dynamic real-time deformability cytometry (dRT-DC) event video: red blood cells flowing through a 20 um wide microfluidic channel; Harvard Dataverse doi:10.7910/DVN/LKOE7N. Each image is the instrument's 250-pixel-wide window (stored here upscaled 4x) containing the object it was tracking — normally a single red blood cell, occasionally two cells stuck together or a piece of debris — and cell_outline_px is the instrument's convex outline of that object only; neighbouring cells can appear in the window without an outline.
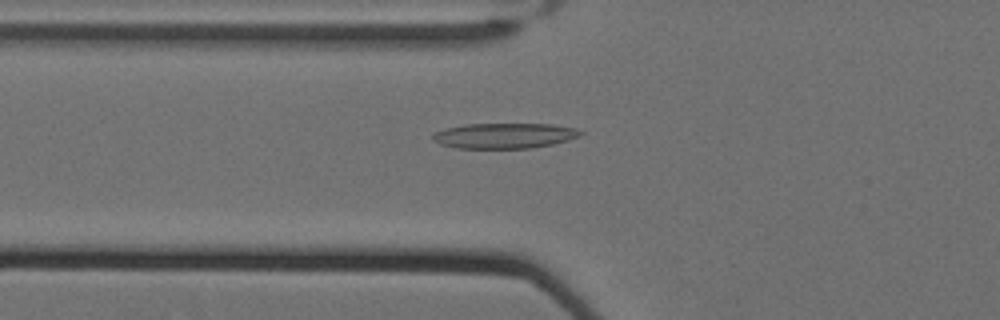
{"species": "Egyptian fruit bat (a non-hibernating species)", "species_latin": "Rousettus aegyptiacus", "temperature_condition": "cold", "stored_images_in_passage": 57, "camera_frame_rate_fps": 3000, "um_per_image_px": 0.085, "animal": {"sex": "female"}, "frame": {"image": 1, "passage_image": 21, "time_ms": 6.667, "image_size_px": [1000, 320], "cell_outline_px": [[584, 132], [580, 136], [568, 140], [552, 144], [528, 148], [456, 148], [440, 144], [432, 140], [432, 136], [436, 132], [444, 128], [464, 124], [552, 124], [576, 128]], "centroid_in_image_um": [42.86, 11.53], "position_along_channel_um": 82.9, "area_um2": 21.85}}
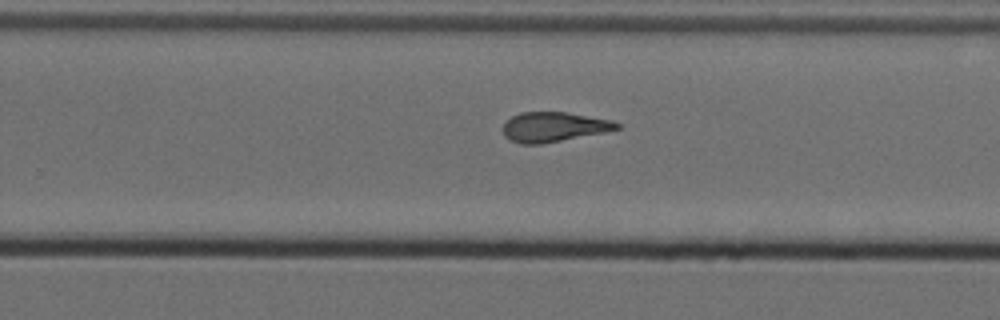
{"frame": {"image": 2, "passage_image": 38, "time_ms": 12.333, "image_size_px": [1000, 320], "cell_outline_px": [[620, 128], [604, 132], [540, 144], [520, 144], [508, 140], [504, 136], [504, 124], [512, 116], [520, 112], [564, 112], [612, 120], [620, 124]], "centroid_in_image_um": [47.04, 10.79], "position_along_channel_um": 282.8, "area_um2": 19.54}}
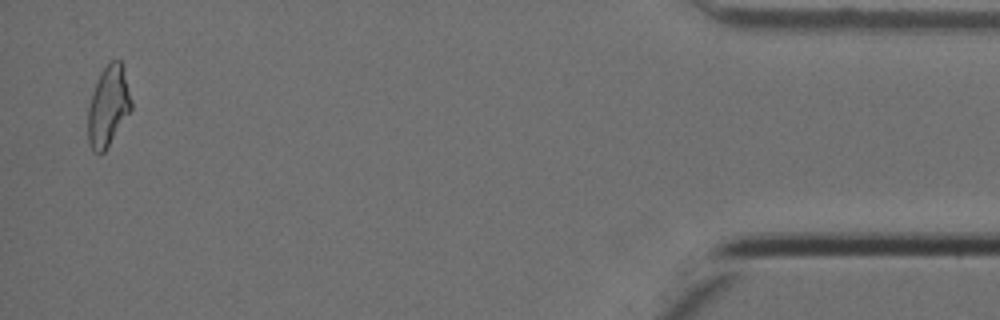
{"frame": {"image": 3, "passage_image": 56, "time_ms": 18.333, "image_size_px": [1000, 320], "cell_outline_px": [[132, 108], [104, 152], [92, 152], [88, 140], [88, 108], [96, 84], [104, 68], [112, 60], [120, 60], [132, 100]], "centroid_in_image_um": [9.2, 9.06], "position_along_channel_um": 426.0, "area_um2": 19.65}, "authors_computed_cell_mechanics": {"area_um2": 20.6346, "velocity_mm_per_s": 3.5023, "shape_relaxation_time_tau1_ms": null, "shape_relaxation_time_tau2_ms": 3.1068, "deformation_change_tau1": null, "deformation_change_tau2": 0.1387}}